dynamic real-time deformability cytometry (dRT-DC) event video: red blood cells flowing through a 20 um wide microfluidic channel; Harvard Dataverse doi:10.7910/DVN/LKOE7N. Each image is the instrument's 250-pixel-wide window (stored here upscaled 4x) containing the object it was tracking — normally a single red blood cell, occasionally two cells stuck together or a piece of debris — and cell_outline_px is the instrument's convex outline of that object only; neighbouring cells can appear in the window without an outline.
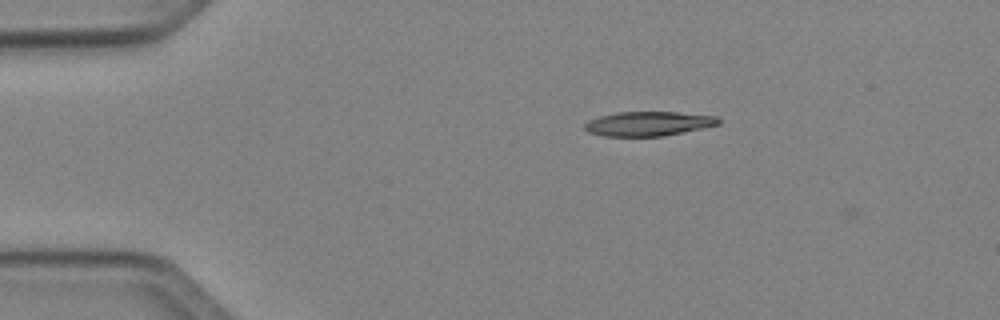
{"species": "Egyptian fruit bat (a non-hibernating species)", "species_latin": "Rousettus aegyptiacus", "temperature_condition": "cold", "stored_images_in_passage": 3, "camera_frame_rate_fps": 3000, "um_per_image_px": 0.085, "animal": {"sex": "female"}, "frame": {"image": 1, "passage_image": 1, "time_ms": 0.0, "image_size_px": [1000, 320], "cell_outline_px": [[720, 124], [664, 136], [604, 136], [588, 132], [584, 128], [584, 124], [588, 120], [600, 116], [616, 112], [676, 112], [716, 116], [720, 120]], "centroid_in_image_um": [55.08, 10.51], "position_along_channel_um": 29.9, "area_um2": 18.96}}
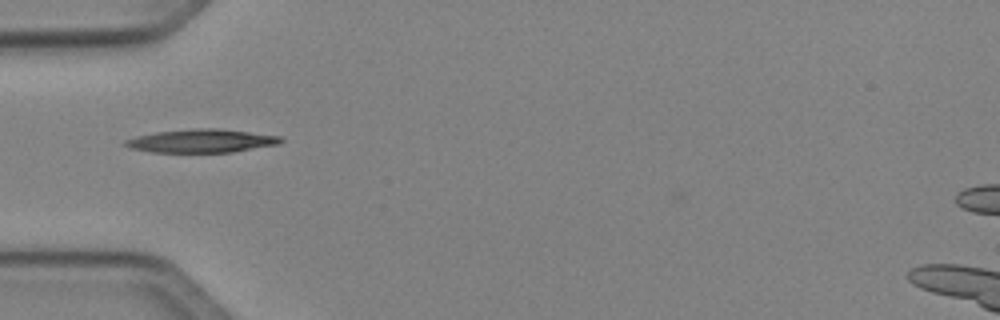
{"frame": {"image": 2, "passage_image": 3, "time_ms": 2.333, "image_size_px": [1000, 320], "cell_outline_px": [[284, 140], [280, 144], [232, 152], [148, 152], [132, 148], [124, 144], [124, 140], [136, 136], [156, 132], [196, 128], [216, 128], [280, 136]], "centroid_in_image_um": [17.13, 11.98], "position_along_channel_um": 67.9, "area_um2": 21.04}}